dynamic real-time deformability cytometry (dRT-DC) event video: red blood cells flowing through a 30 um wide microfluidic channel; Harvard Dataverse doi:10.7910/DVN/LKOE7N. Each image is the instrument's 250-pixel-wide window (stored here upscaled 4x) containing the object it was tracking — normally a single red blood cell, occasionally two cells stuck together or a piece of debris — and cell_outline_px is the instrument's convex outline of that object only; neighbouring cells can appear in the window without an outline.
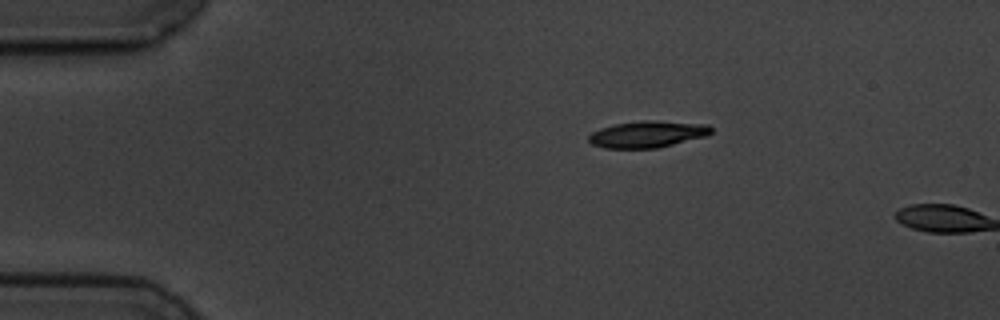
{"species": "common noctule bat (a hibernating species)", "species_latin": "Nyctalus noctula", "temperature_condition": "cold", "stored_images_in_passage": 2, "camera_frame_rate_fps": 3000, "um_per_image_px": 0.085, "animal": {"sex": "male", "body_mass_g": 19.5, "forearm_length_mm": 54.6}, "frame": {"image": 1, "passage_image": 1, "time_ms": 0.0, "image_size_px": [1000, 320], "cell_outline_px": [[712, 132], [708, 136], [656, 148], [604, 148], [592, 144], [588, 140], [588, 136], [592, 132], [600, 128], [616, 124], [640, 120], [652, 120], [708, 124], [712, 128]], "centroid_in_image_um": [55.05, 11.4], "position_along_channel_um": 29.9, "area_um2": 19.07}}